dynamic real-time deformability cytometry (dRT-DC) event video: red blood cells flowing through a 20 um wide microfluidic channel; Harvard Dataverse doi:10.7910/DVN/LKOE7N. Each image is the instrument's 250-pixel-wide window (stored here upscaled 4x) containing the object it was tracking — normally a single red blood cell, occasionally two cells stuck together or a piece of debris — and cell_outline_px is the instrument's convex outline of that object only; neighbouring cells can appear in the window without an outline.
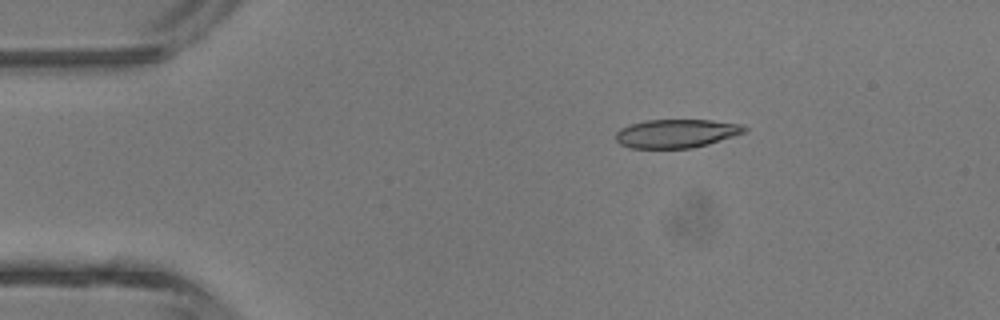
{"species": "common noctule bat (a hibernating species)", "species_latin": "Nyctalus noctula", "temperature_condition": "room temperature", "stored_images_in_passage": 5, "camera_frame_rate_fps": 3000, "um_per_image_px": 0.085, "animal": {"sex": "male", "body_mass_g": 13.3}, "frame": {"image": 1, "passage_image": 3, "time_ms": 2.333, "image_size_px": [1000, 320], "cell_outline_px": [[748, 132], [708, 144], [692, 148], [628, 148], [620, 144], [616, 140], [616, 132], [620, 128], [644, 120], [712, 120], [740, 124], [748, 128]], "centroid_in_image_um": [57.51, 11.35], "position_along_channel_um": 27.5, "area_um2": 21.56}}
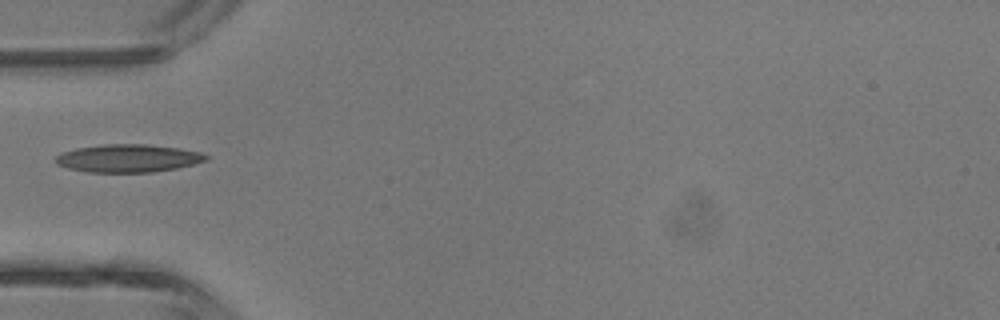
{"frame": {"image": 2, "passage_image": 5, "time_ms": 4.667, "image_size_px": [1000, 320], "cell_outline_px": [[208, 160], [176, 168], [152, 172], [88, 172], [68, 168], [56, 164], [56, 156], [60, 152], [76, 148], [104, 144], [148, 144], [180, 148], [200, 152], [208, 156]], "centroid_in_image_um": [10.87, 13.44], "position_along_channel_um": 74.1, "area_um2": 24.45}}